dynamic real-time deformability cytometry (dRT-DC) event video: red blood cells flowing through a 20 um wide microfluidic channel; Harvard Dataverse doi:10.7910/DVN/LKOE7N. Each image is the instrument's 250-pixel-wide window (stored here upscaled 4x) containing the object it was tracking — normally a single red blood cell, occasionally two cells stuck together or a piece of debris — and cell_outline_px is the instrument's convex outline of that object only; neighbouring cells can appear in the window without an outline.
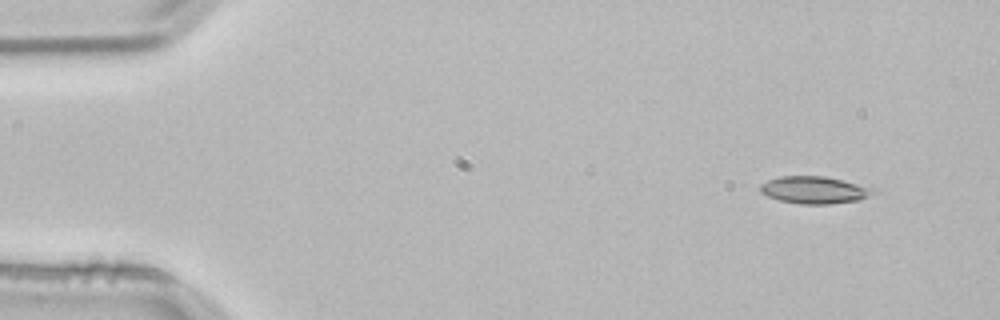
{"species": "common noctule bat (a hibernating species)", "species_latin": "Nyctalus noctula", "temperature_condition": "room temperature", "stored_images_in_passage": 4, "camera_frame_rate_fps": 3000, "um_per_image_px": 0.085, "animal": {"sex": "male", "body_mass_g": 21.5, "forearm_length_mm": 52.0}, "frame": {"image": 1, "passage_image": 1, "time_ms": 0.0, "image_size_px": [1000, 320], "cell_outline_px": [[876, 192], [860, 200], [828, 204], [800, 204], [780, 200], [768, 196], [760, 192], [760, 184], [768, 180], [780, 176], [824, 176], [876, 188]], "centroid_in_image_um": [69.23, 16.15], "position_along_channel_um": 15.8, "area_um2": 17.92}}
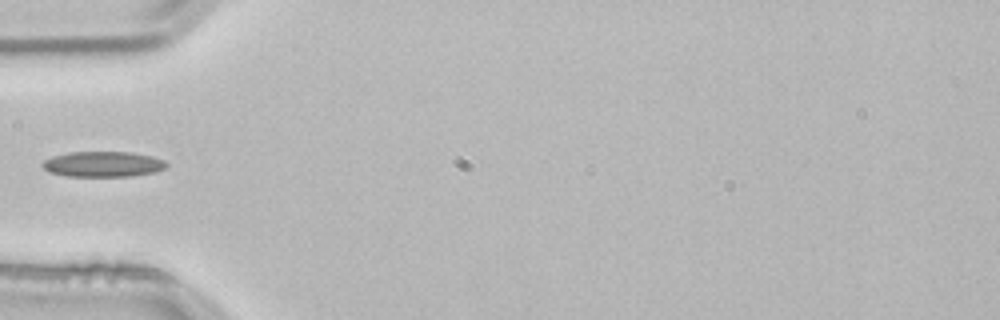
{"frame": {"image": 2, "passage_image": 4, "time_ms": 1.0, "image_size_px": [1000, 320], "cell_outline_px": [[168, 164], [164, 168], [156, 172], [132, 176], [68, 176], [48, 172], [40, 164], [44, 160], [52, 156], [68, 152], [132, 152], [152, 156], [164, 160]], "centroid_in_image_um": [8.75, 13.95], "position_along_channel_um": 76.3, "area_um2": 18.5}}